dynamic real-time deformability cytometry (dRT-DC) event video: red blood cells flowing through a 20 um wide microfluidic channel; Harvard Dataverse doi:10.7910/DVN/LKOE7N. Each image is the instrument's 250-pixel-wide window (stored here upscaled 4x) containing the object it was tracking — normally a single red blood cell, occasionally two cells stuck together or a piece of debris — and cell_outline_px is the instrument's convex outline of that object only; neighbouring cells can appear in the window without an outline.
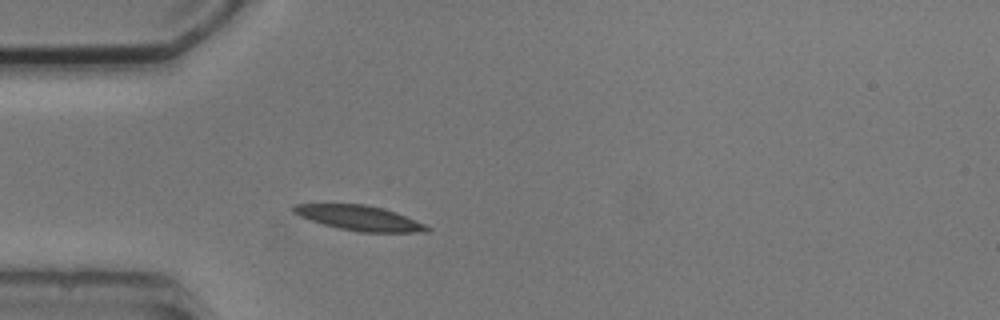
{"species": "common noctule bat (a hibernating species)", "species_latin": "Nyctalus noctula", "temperature_condition": "cold", "stored_images_in_passage": 1, "camera_frame_rate_fps": 3000, "um_per_image_px": 0.085, "animal": {"sex": "male", "body_mass_g": 20.5, "forearm_length_mm": 52.5}, "frame": {"image": 1, "passage_image": 1, "time_ms": 0.0, "image_size_px": [1000, 320], "cell_outline_px": [[432, 232], [360, 232], [340, 228], [324, 224], [300, 216], [292, 212], [292, 204], [364, 204], [396, 212], [416, 220], [432, 228]], "centroid_in_image_um": [30.58, 18.53], "position_along_channel_um": 54.4, "area_um2": 19.25}}